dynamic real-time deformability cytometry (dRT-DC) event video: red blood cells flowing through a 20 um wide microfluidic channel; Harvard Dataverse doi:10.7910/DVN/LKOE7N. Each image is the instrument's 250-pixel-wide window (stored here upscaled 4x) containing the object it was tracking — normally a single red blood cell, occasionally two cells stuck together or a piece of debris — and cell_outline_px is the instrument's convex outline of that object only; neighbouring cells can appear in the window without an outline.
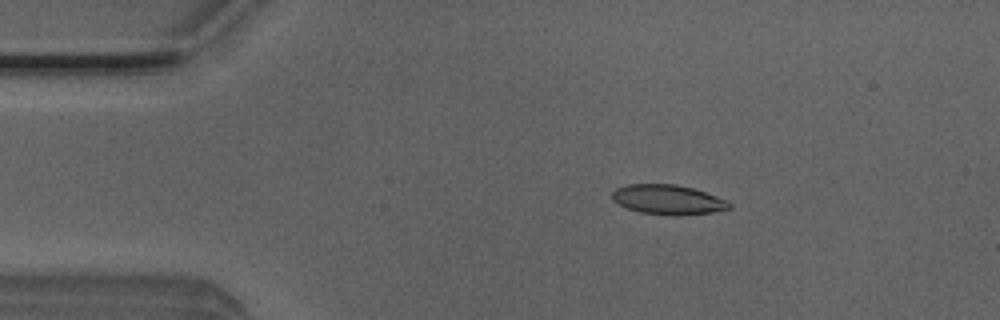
{"species": "Egyptian fruit bat (a non-hibernating species)", "species_latin": "Rousettus aegyptiacus", "temperature_condition": "room temperature", "stored_images_in_passage": 50, "camera_frame_rate_fps": 3000, "um_per_image_px": 0.085, "animal": {"sex": "male"}, "frame": {"image": 1, "passage_image": 8, "time_ms": 2.333, "image_size_px": [1000, 320], "cell_outline_px": [[732, 208], [712, 212], [680, 216], [676, 216], [640, 212], [628, 208], [612, 200], [612, 192], [616, 188], [628, 184], [676, 184], [692, 188], [728, 200], [732, 204]], "centroid_in_image_um": [56.8, 16.97], "position_along_channel_um": 28.2, "area_um2": 20.29}}
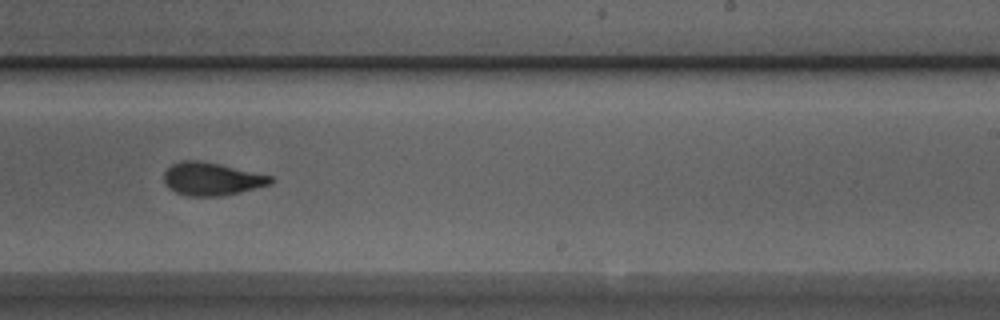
{"frame": {"image": 2, "passage_image": 30, "time_ms": 9.667, "image_size_px": [1000, 320], "cell_outline_px": [[272, 184], [224, 196], [188, 196], [176, 192], [168, 188], [164, 184], [164, 172], [172, 164], [180, 160], [200, 160], [220, 164], [272, 176]], "centroid_in_image_um": [17.97, 15.21], "position_along_channel_um": 271.0, "area_um2": 20.58}}
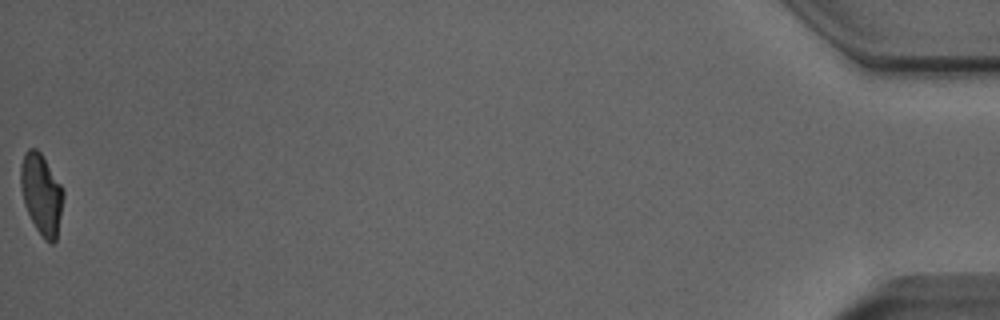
{"frame": {"image": 3, "passage_image": 50, "time_ms": 16.333, "image_size_px": [1000, 320], "cell_outline_px": [[64, 196], [56, 240], [52, 244], [48, 244], [44, 240], [36, 228], [24, 204], [20, 188], [20, 164], [24, 152], [28, 148], [36, 148], [40, 152], [64, 188]], "centroid_in_image_um": [3.52, 16.48], "position_along_channel_um": 431.7, "area_um2": 20.29}, "authors_computed_cell_mechanics": {"area_um2": 20.7502, "velocity_mm_per_s": 4.0239, "shape_relaxation_time_tau1_ms": 3.4474, "shape_relaxation_time_tau2_ms": 1.5778, "deformation_change_tau1": 0.1505, "deformation_change_tau2": 0.0636}}